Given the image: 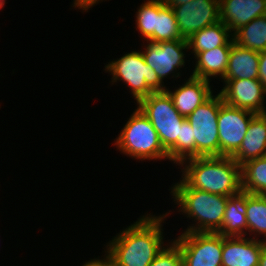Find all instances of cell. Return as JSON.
I'll return each instance as SVG.
<instances>
[{
    "instance_id": "cell-1",
    "label": "cell",
    "mask_w": 266,
    "mask_h": 266,
    "mask_svg": "<svg viewBox=\"0 0 266 266\" xmlns=\"http://www.w3.org/2000/svg\"><path fill=\"white\" fill-rule=\"evenodd\" d=\"M150 214L145 213L106 243L104 256L112 266H149L165 247L162 223L170 212Z\"/></svg>"
},
{
    "instance_id": "cell-2",
    "label": "cell",
    "mask_w": 266,
    "mask_h": 266,
    "mask_svg": "<svg viewBox=\"0 0 266 266\" xmlns=\"http://www.w3.org/2000/svg\"><path fill=\"white\" fill-rule=\"evenodd\" d=\"M182 180L191 188L222 196L239 193L241 166L230 156L192 157L179 164Z\"/></svg>"
},
{
    "instance_id": "cell-3",
    "label": "cell",
    "mask_w": 266,
    "mask_h": 266,
    "mask_svg": "<svg viewBox=\"0 0 266 266\" xmlns=\"http://www.w3.org/2000/svg\"><path fill=\"white\" fill-rule=\"evenodd\" d=\"M170 194L174 203L178 205V212L184 213L186 218L194 221L183 233H218L221 230L229 196L191 188L182 179L171 187Z\"/></svg>"
},
{
    "instance_id": "cell-4",
    "label": "cell",
    "mask_w": 266,
    "mask_h": 266,
    "mask_svg": "<svg viewBox=\"0 0 266 266\" xmlns=\"http://www.w3.org/2000/svg\"><path fill=\"white\" fill-rule=\"evenodd\" d=\"M113 145L133 159H168V153L161 145L157 131L138 107L130 115Z\"/></svg>"
},
{
    "instance_id": "cell-5",
    "label": "cell",
    "mask_w": 266,
    "mask_h": 266,
    "mask_svg": "<svg viewBox=\"0 0 266 266\" xmlns=\"http://www.w3.org/2000/svg\"><path fill=\"white\" fill-rule=\"evenodd\" d=\"M104 70L111 73L112 84L122 81L126 87L128 85L136 103L151 93L167 89L156 72L145 63L141 50L125 53L119 59L108 62Z\"/></svg>"
},
{
    "instance_id": "cell-6",
    "label": "cell",
    "mask_w": 266,
    "mask_h": 266,
    "mask_svg": "<svg viewBox=\"0 0 266 266\" xmlns=\"http://www.w3.org/2000/svg\"><path fill=\"white\" fill-rule=\"evenodd\" d=\"M135 104L157 131L160 143L168 153V160L176 164V141L180 138V128L186 118L176 110L166 91L151 93Z\"/></svg>"
},
{
    "instance_id": "cell-7",
    "label": "cell",
    "mask_w": 266,
    "mask_h": 266,
    "mask_svg": "<svg viewBox=\"0 0 266 266\" xmlns=\"http://www.w3.org/2000/svg\"><path fill=\"white\" fill-rule=\"evenodd\" d=\"M224 103L220 93L212 95L186 119L195 139V157L219 156L218 114Z\"/></svg>"
},
{
    "instance_id": "cell-8",
    "label": "cell",
    "mask_w": 266,
    "mask_h": 266,
    "mask_svg": "<svg viewBox=\"0 0 266 266\" xmlns=\"http://www.w3.org/2000/svg\"><path fill=\"white\" fill-rule=\"evenodd\" d=\"M181 249L183 266H222L223 236L219 233H181L173 240Z\"/></svg>"
},
{
    "instance_id": "cell-9",
    "label": "cell",
    "mask_w": 266,
    "mask_h": 266,
    "mask_svg": "<svg viewBox=\"0 0 266 266\" xmlns=\"http://www.w3.org/2000/svg\"><path fill=\"white\" fill-rule=\"evenodd\" d=\"M146 42L147 45L144 46V51H141L142 55L145 63L156 72L160 80L164 82L163 80L169 78L171 73V78L181 77L179 70L186 65L185 51L188 52L189 50L188 41Z\"/></svg>"
},
{
    "instance_id": "cell-10",
    "label": "cell",
    "mask_w": 266,
    "mask_h": 266,
    "mask_svg": "<svg viewBox=\"0 0 266 266\" xmlns=\"http://www.w3.org/2000/svg\"><path fill=\"white\" fill-rule=\"evenodd\" d=\"M256 114L223 103L218 114L219 156H232L240 147Z\"/></svg>"
},
{
    "instance_id": "cell-11",
    "label": "cell",
    "mask_w": 266,
    "mask_h": 266,
    "mask_svg": "<svg viewBox=\"0 0 266 266\" xmlns=\"http://www.w3.org/2000/svg\"><path fill=\"white\" fill-rule=\"evenodd\" d=\"M182 39L220 21L219 0H192L173 8Z\"/></svg>"
},
{
    "instance_id": "cell-12",
    "label": "cell",
    "mask_w": 266,
    "mask_h": 266,
    "mask_svg": "<svg viewBox=\"0 0 266 266\" xmlns=\"http://www.w3.org/2000/svg\"><path fill=\"white\" fill-rule=\"evenodd\" d=\"M222 82L224 87L219 93L225 104L255 114L266 109V89L259 79H222Z\"/></svg>"
},
{
    "instance_id": "cell-13",
    "label": "cell",
    "mask_w": 266,
    "mask_h": 266,
    "mask_svg": "<svg viewBox=\"0 0 266 266\" xmlns=\"http://www.w3.org/2000/svg\"><path fill=\"white\" fill-rule=\"evenodd\" d=\"M175 88L174 91L168 88L166 92L172 98L176 110L185 118L213 95L210 81L191 75L184 84Z\"/></svg>"
},
{
    "instance_id": "cell-14",
    "label": "cell",
    "mask_w": 266,
    "mask_h": 266,
    "mask_svg": "<svg viewBox=\"0 0 266 266\" xmlns=\"http://www.w3.org/2000/svg\"><path fill=\"white\" fill-rule=\"evenodd\" d=\"M263 242L245 236H223L222 266H258Z\"/></svg>"
},
{
    "instance_id": "cell-15",
    "label": "cell",
    "mask_w": 266,
    "mask_h": 266,
    "mask_svg": "<svg viewBox=\"0 0 266 266\" xmlns=\"http://www.w3.org/2000/svg\"><path fill=\"white\" fill-rule=\"evenodd\" d=\"M220 21L234 33L257 17L266 15V0H219Z\"/></svg>"
},
{
    "instance_id": "cell-16",
    "label": "cell",
    "mask_w": 266,
    "mask_h": 266,
    "mask_svg": "<svg viewBox=\"0 0 266 266\" xmlns=\"http://www.w3.org/2000/svg\"><path fill=\"white\" fill-rule=\"evenodd\" d=\"M266 156V117L256 114L247 129L239 149L231 156L238 165Z\"/></svg>"
},
{
    "instance_id": "cell-17",
    "label": "cell",
    "mask_w": 266,
    "mask_h": 266,
    "mask_svg": "<svg viewBox=\"0 0 266 266\" xmlns=\"http://www.w3.org/2000/svg\"><path fill=\"white\" fill-rule=\"evenodd\" d=\"M259 52L252 51L234 42L223 79H258Z\"/></svg>"
},
{
    "instance_id": "cell-18",
    "label": "cell",
    "mask_w": 266,
    "mask_h": 266,
    "mask_svg": "<svg viewBox=\"0 0 266 266\" xmlns=\"http://www.w3.org/2000/svg\"><path fill=\"white\" fill-rule=\"evenodd\" d=\"M231 46H220L199 52L194 58L195 66L191 76L211 82V77L223 79L227 70Z\"/></svg>"
},
{
    "instance_id": "cell-19",
    "label": "cell",
    "mask_w": 266,
    "mask_h": 266,
    "mask_svg": "<svg viewBox=\"0 0 266 266\" xmlns=\"http://www.w3.org/2000/svg\"><path fill=\"white\" fill-rule=\"evenodd\" d=\"M246 200L247 192L243 190L229 196L219 234L224 237L247 235Z\"/></svg>"
},
{
    "instance_id": "cell-20",
    "label": "cell",
    "mask_w": 266,
    "mask_h": 266,
    "mask_svg": "<svg viewBox=\"0 0 266 266\" xmlns=\"http://www.w3.org/2000/svg\"><path fill=\"white\" fill-rule=\"evenodd\" d=\"M189 50L194 57L202 51L212 50L220 46H231L233 44V33L222 22L207 26L197 31L187 40Z\"/></svg>"
},
{
    "instance_id": "cell-21",
    "label": "cell",
    "mask_w": 266,
    "mask_h": 266,
    "mask_svg": "<svg viewBox=\"0 0 266 266\" xmlns=\"http://www.w3.org/2000/svg\"><path fill=\"white\" fill-rule=\"evenodd\" d=\"M233 40L255 52L266 50V15L257 17L237 29L233 33Z\"/></svg>"
},
{
    "instance_id": "cell-22",
    "label": "cell",
    "mask_w": 266,
    "mask_h": 266,
    "mask_svg": "<svg viewBox=\"0 0 266 266\" xmlns=\"http://www.w3.org/2000/svg\"><path fill=\"white\" fill-rule=\"evenodd\" d=\"M246 208L247 235L266 242V195L247 192Z\"/></svg>"
},
{
    "instance_id": "cell-23",
    "label": "cell",
    "mask_w": 266,
    "mask_h": 266,
    "mask_svg": "<svg viewBox=\"0 0 266 266\" xmlns=\"http://www.w3.org/2000/svg\"><path fill=\"white\" fill-rule=\"evenodd\" d=\"M241 187L250 194L266 195V156L241 165Z\"/></svg>"
},
{
    "instance_id": "cell-24",
    "label": "cell",
    "mask_w": 266,
    "mask_h": 266,
    "mask_svg": "<svg viewBox=\"0 0 266 266\" xmlns=\"http://www.w3.org/2000/svg\"><path fill=\"white\" fill-rule=\"evenodd\" d=\"M175 40L184 39L179 33L174 10L164 0H157L156 43Z\"/></svg>"
},
{
    "instance_id": "cell-25",
    "label": "cell",
    "mask_w": 266,
    "mask_h": 266,
    "mask_svg": "<svg viewBox=\"0 0 266 266\" xmlns=\"http://www.w3.org/2000/svg\"><path fill=\"white\" fill-rule=\"evenodd\" d=\"M135 15L136 29L142 38L156 43L157 0H144Z\"/></svg>"
},
{
    "instance_id": "cell-26",
    "label": "cell",
    "mask_w": 266,
    "mask_h": 266,
    "mask_svg": "<svg viewBox=\"0 0 266 266\" xmlns=\"http://www.w3.org/2000/svg\"><path fill=\"white\" fill-rule=\"evenodd\" d=\"M192 126L185 119L180 128V138L176 141V164L195 157V139H193Z\"/></svg>"
},
{
    "instance_id": "cell-27",
    "label": "cell",
    "mask_w": 266,
    "mask_h": 266,
    "mask_svg": "<svg viewBox=\"0 0 266 266\" xmlns=\"http://www.w3.org/2000/svg\"><path fill=\"white\" fill-rule=\"evenodd\" d=\"M149 266H183L180 247L173 241L166 244Z\"/></svg>"
},
{
    "instance_id": "cell-28",
    "label": "cell",
    "mask_w": 266,
    "mask_h": 266,
    "mask_svg": "<svg viewBox=\"0 0 266 266\" xmlns=\"http://www.w3.org/2000/svg\"><path fill=\"white\" fill-rule=\"evenodd\" d=\"M259 81L263 84L266 89V50L259 53Z\"/></svg>"
},
{
    "instance_id": "cell-29",
    "label": "cell",
    "mask_w": 266,
    "mask_h": 266,
    "mask_svg": "<svg viewBox=\"0 0 266 266\" xmlns=\"http://www.w3.org/2000/svg\"><path fill=\"white\" fill-rule=\"evenodd\" d=\"M103 0H74L73 7L83 10L82 12H88V9L98 4Z\"/></svg>"
},
{
    "instance_id": "cell-30",
    "label": "cell",
    "mask_w": 266,
    "mask_h": 266,
    "mask_svg": "<svg viewBox=\"0 0 266 266\" xmlns=\"http://www.w3.org/2000/svg\"><path fill=\"white\" fill-rule=\"evenodd\" d=\"M82 266H112L111 261L105 256L102 259L95 258L85 262Z\"/></svg>"
},
{
    "instance_id": "cell-31",
    "label": "cell",
    "mask_w": 266,
    "mask_h": 266,
    "mask_svg": "<svg viewBox=\"0 0 266 266\" xmlns=\"http://www.w3.org/2000/svg\"><path fill=\"white\" fill-rule=\"evenodd\" d=\"M190 1L192 0H164L165 4L171 8L189 3Z\"/></svg>"
},
{
    "instance_id": "cell-32",
    "label": "cell",
    "mask_w": 266,
    "mask_h": 266,
    "mask_svg": "<svg viewBox=\"0 0 266 266\" xmlns=\"http://www.w3.org/2000/svg\"><path fill=\"white\" fill-rule=\"evenodd\" d=\"M258 266H266V242L262 243V249Z\"/></svg>"
},
{
    "instance_id": "cell-33",
    "label": "cell",
    "mask_w": 266,
    "mask_h": 266,
    "mask_svg": "<svg viewBox=\"0 0 266 266\" xmlns=\"http://www.w3.org/2000/svg\"><path fill=\"white\" fill-rule=\"evenodd\" d=\"M6 0H0V9L4 8Z\"/></svg>"
}]
</instances>
